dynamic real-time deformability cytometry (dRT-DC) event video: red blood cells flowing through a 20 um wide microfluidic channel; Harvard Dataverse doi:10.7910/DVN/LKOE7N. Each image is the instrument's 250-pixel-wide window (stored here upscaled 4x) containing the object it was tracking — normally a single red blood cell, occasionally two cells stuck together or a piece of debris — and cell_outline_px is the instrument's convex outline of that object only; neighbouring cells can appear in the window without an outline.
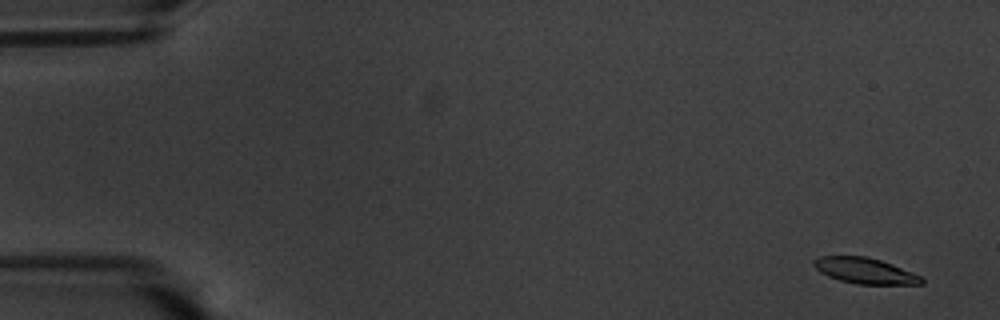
{"species": "common noctule bat (a hibernating species)", "species_latin": "Nyctalus noctula", "temperature_condition": "warm", "stored_images_in_passage": 58, "camera_frame_rate_fps": 3000, "um_per_image_px": 0.085, "animal": {"sex": "male", "body_mass_g": 20.1, "forearm_length_mm": 53.5}, "frame": {"image": 1, "passage_image": 3, "time_ms": 0.667, "image_size_px": [1000, 320], "cell_outline_px": [[924, 284], [856, 284], [840, 280], [828, 276], [820, 272], [812, 264], [812, 260], [820, 256], [864, 256], [880, 260], [892, 264], [920, 276], [924, 280]], "centroid_in_image_um": [73.49, 23.01], "position_along_channel_um": 11.5, "area_um2": 16.07}}
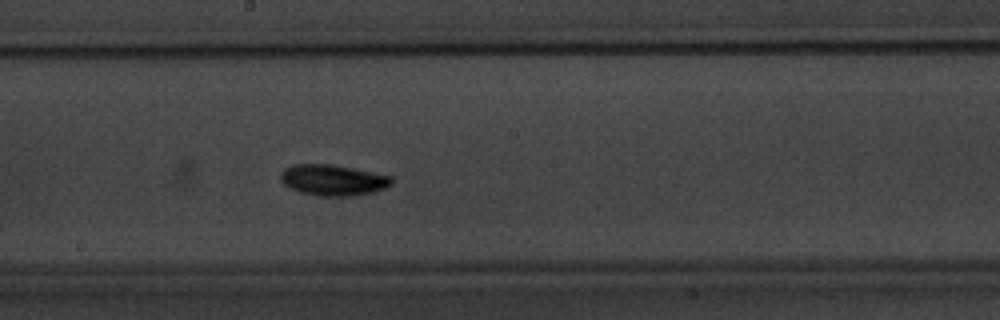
{"frame": {"image": 2, "passage_image": 32, "time_ms": 10.333, "image_size_px": [1000, 320], "cell_outline_px": [[392, 184], [384, 188], [372, 192], [352, 196], [320, 196], [300, 192], [284, 184], [280, 180], [280, 172], [284, 168], [292, 164], [332, 164], [392, 176]], "centroid_in_image_um": [28.27, 15.3], "position_along_channel_um": 219.9, "area_um2": 20.0}}
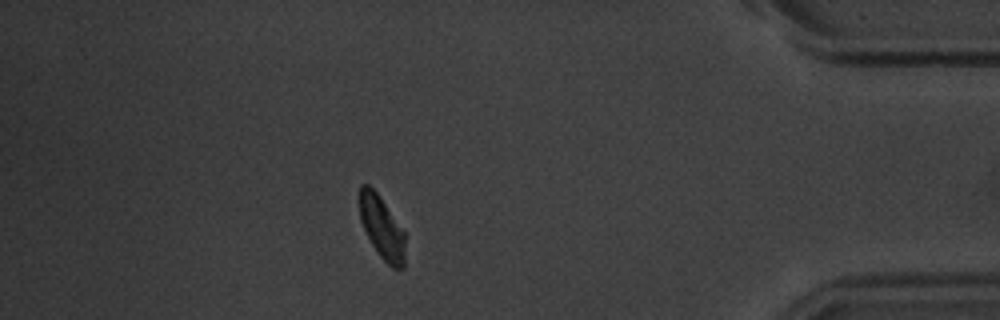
{"frame": {"image": 3, "passage_image": 51, "time_ms": 16.667, "image_size_px": [1000, 320], "cell_outline_px": [[404, 268], [392, 268], [380, 256], [372, 244], [360, 220], [356, 196], [360, 184], [368, 184], [380, 196], [404, 232]], "centroid_in_image_um": [32.39, 19.26], "position_along_channel_um": 402.8, "area_um2": 16.82}, "authors_computed_cell_mechanics": {"area_um2": 17.4267, "velocity_mm_per_s": 3.526, "shape_relaxation_time_tau1_ms": 1.9413, "shape_relaxation_time_tau2_ms": null, "deformation_change_tau1": 0.1535, "deformation_change_tau2": null}}